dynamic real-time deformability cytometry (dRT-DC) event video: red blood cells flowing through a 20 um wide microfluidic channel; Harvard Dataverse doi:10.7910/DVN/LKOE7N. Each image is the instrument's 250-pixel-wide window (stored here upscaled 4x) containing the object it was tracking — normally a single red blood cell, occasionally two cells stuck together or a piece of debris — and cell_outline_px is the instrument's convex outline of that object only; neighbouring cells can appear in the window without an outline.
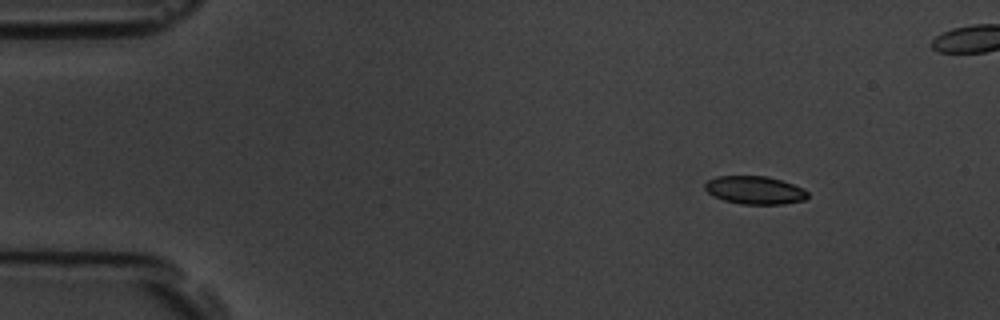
{"species": "common noctule bat (a hibernating species)", "species_latin": "Nyctalus noctula", "temperature_condition": "room temperature", "stored_images_in_passage": 5, "camera_frame_rate_fps": 3000, "um_per_image_px": 0.085, "animal": {"sex": "male", "body_mass_g": 19.5, "forearm_length_mm": 54.6}, "frame": {"image": 1, "passage_image": 1, "time_ms": 0.0, "image_size_px": [1000, 320], "cell_outline_px": [[808, 196], [804, 200], [784, 204], [740, 204], [724, 200], [708, 192], [704, 188], [704, 184], [708, 180], [716, 176], [768, 176], [804, 188], [808, 192]], "centroid_in_image_um": [64.17, 16.16], "position_along_channel_um": 20.8, "area_um2": 16.76}}
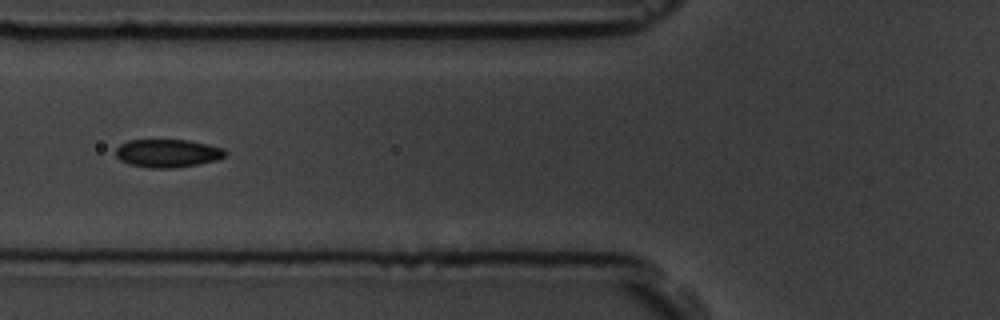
{"frame": {"image": 2, "passage_image": 5, "time_ms": 4.667, "image_size_px": [1000, 320], "cell_outline_px": [[228, 152], [224, 156], [216, 160], [200, 164], [172, 168], [152, 168], [128, 164], [120, 160], [116, 156], [116, 148], [120, 144], [128, 140], [188, 140], [208, 144], [224, 148]], "centroid_in_image_um": [14.25, 13.02], "position_along_channel_um": 111.5, "area_um2": 18.03}}